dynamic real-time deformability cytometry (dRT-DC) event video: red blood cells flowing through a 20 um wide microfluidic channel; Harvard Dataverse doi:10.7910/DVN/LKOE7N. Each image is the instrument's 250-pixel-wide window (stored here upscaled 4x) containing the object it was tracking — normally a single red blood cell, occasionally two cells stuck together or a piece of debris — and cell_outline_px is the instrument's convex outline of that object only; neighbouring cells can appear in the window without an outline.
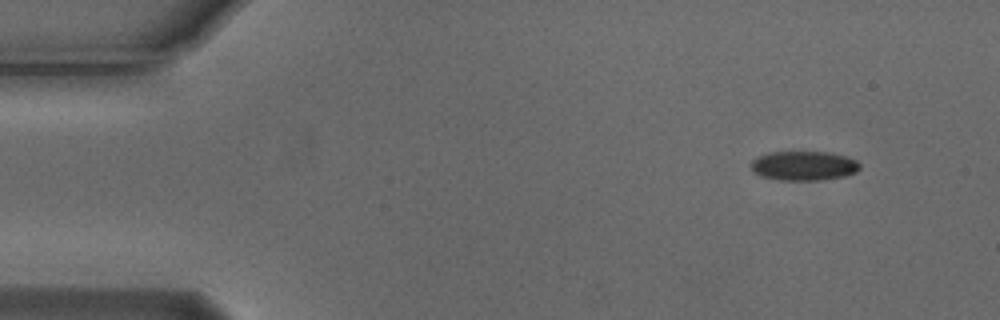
{"species": "Egyptian fruit bat (a non-hibernating species)", "species_latin": "Rousettus aegyptiacus", "temperature_condition": "cold", "stored_images_in_passage": 11, "camera_frame_rate_fps": 3000, "um_per_image_px": 0.085, "animal": {"sex": "male"}, "frame": {"image": 1, "passage_image": 1, "time_ms": 0.0, "image_size_px": [1000, 320], "cell_outline_px": [[860, 168], [856, 172], [844, 176], [820, 180], [780, 180], [760, 176], [752, 172], [748, 164], [756, 156], [768, 152], [828, 152], [844, 156], [856, 160], [860, 164]], "centroid_in_image_um": [68.25, 14.09], "position_along_channel_um": 16.8, "area_um2": 18.84}}